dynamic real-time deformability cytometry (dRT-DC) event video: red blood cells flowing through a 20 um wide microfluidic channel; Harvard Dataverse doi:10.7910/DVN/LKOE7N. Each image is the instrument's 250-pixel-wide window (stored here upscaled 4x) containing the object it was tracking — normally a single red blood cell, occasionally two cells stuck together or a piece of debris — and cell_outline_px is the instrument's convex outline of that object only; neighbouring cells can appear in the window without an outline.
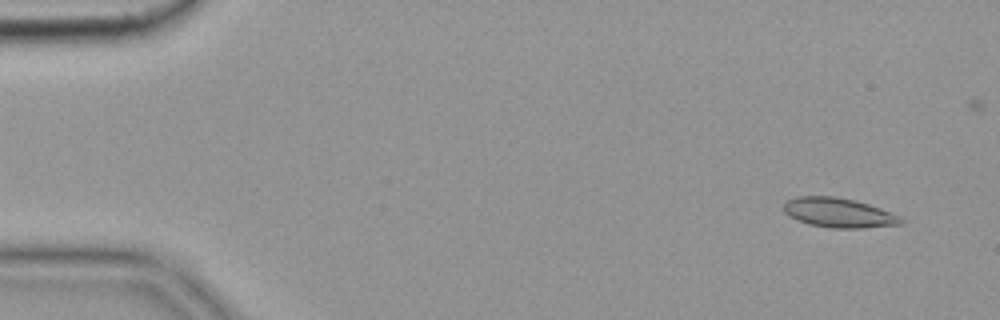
{"species": "common noctule bat (a hibernating species)", "species_latin": "Nyctalus noctula", "temperature_condition": "cold", "stored_images_in_passage": 6, "camera_frame_rate_fps": 3000, "um_per_image_px": 0.085, "animal": {"sex": "female", "body_mass_g": 19.9}, "frame": {"image": 1, "passage_image": 1, "time_ms": 0.0, "image_size_px": [1000, 320], "cell_outline_px": [[904, 224], [864, 228], [832, 228], [808, 224], [788, 216], [784, 212], [784, 200], [796, 196], [836, 196], [868, 204], [880, 208], [900, 216], [904, 220]], "centroid_in_image_um": [71.27, 18.08], "position_along_channel_um": 13.7, "area_um2": 20.35}}